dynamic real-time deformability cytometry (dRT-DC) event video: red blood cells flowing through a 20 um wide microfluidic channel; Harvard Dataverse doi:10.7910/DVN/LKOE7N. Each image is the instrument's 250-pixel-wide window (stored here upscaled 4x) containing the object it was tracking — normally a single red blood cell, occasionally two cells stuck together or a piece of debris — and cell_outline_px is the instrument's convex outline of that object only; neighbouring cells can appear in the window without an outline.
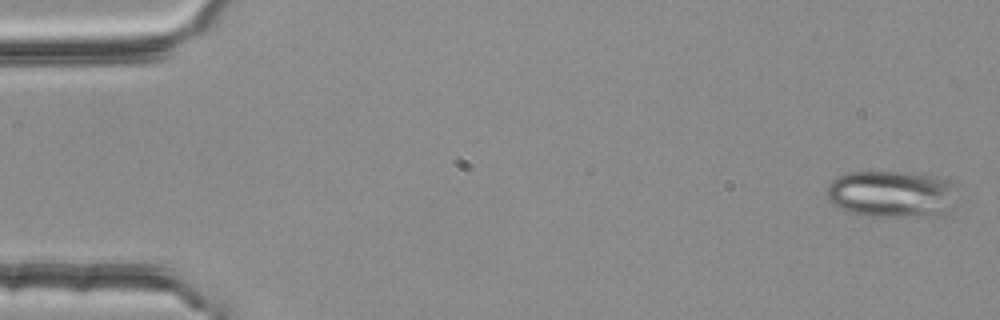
{"species": "common noctule bat (a hibernating species)", "species_latin": "Nyctalus noctula", "temperature_condition": "room temperature", "stored_images_in_passage": 4, "camera_frame_rate_fps": 3000, "um_per_image_px": 0.085, "animal": {"sex": "female", "body_mass_g": 25.1}, "frame": {"image": 1, "passage_image": 1, "time_ms": 0.0, "image_size_px": [1000, 320], "cell_outline_px": [[956, 184], [944, 212], [940, 216], [868, 216], [848, 212], [832, 204], [828, 200], [828, 184], [836, 176], [848, 172], [904, 172], [936, 176], [948, 180]], "centroid_in_image_um": [75.7, 16.48], "position_along_channel_um": 9.3, "area_um2": 35.26}}